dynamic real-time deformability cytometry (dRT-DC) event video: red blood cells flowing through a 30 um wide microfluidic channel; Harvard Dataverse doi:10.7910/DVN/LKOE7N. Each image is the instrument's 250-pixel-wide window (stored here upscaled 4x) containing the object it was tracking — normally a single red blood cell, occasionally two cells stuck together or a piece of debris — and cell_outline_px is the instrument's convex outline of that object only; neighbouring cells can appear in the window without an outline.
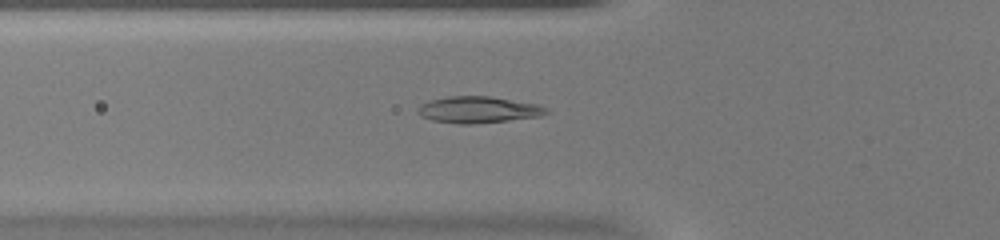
{"species": "common noctule bat (a hibernating species)", "species_latin": "Nyctalus noctula", "temperature_condition": "warm", "stored_images_in_passage": 35, "camera_frame_rate_fps": 3000, "um_per_image_px": 0.085, "animal": {"sex": "female", "body_mass_g": 20.0, "forearm_length_mm": 54.0}, "frame": {"image": 1, "passage_image": 2, "time_ms": 0.333, "image_size_px": [1000, 240], "cell_outline_px": [[548, 112], [540, 116], [508, 120], [472, 124], [460, 124], [432, 120], [420, 116], [416, 112], [416, 108], [420, 104], [432, 100], [448, 96], [488, 96], [540, 104], [548, 108]], "centroid_in_image_um": [40.64, 9.32], "position_along_channel_um": 85.2, "area_um2": 19.88}}
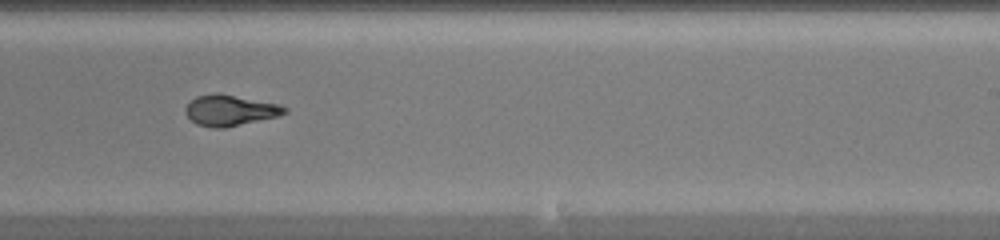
{"frame": {"image": 2, "passage_image": 16, "time_ms": 5.0, "image_size_px": [1000, 240], "cell_outline_px": [[288, 112], [280, 116], [224, 128], [212, 128], [196, 124], [184, 112], [184, 108], [196, 96], [216, 92], [220, 92], [280, 104], [288, 108]], "centroid_in_image_um": [19.58, 9.37], "position_along_channel_um": 269.4, "area_um2": 18.15}}
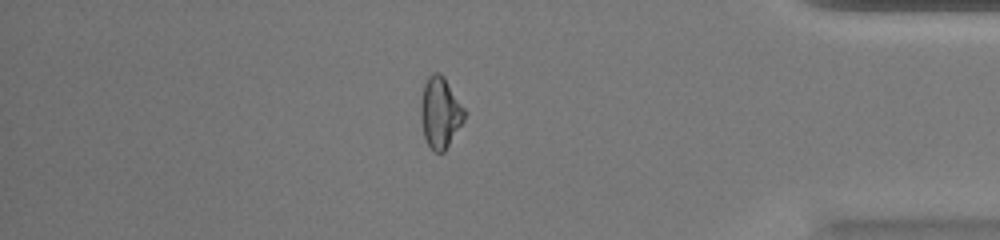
{"frame": {"image": 3, "passage_image": 28, "time_ms": 9.0, "image_size_px": [1000, 240], "cell_outline_px": [[468, 112], [464, 120], [444, 152], [432, 152], [424, 136], [420, 116], [420, 100], [424, 84], [428, 76], [432, 72], [440, 72], [444, 76]], "centroid_in_image_um": [37.42, 9.54], "position_along_channel_um": 397.8, "area_um2": 18.44}}